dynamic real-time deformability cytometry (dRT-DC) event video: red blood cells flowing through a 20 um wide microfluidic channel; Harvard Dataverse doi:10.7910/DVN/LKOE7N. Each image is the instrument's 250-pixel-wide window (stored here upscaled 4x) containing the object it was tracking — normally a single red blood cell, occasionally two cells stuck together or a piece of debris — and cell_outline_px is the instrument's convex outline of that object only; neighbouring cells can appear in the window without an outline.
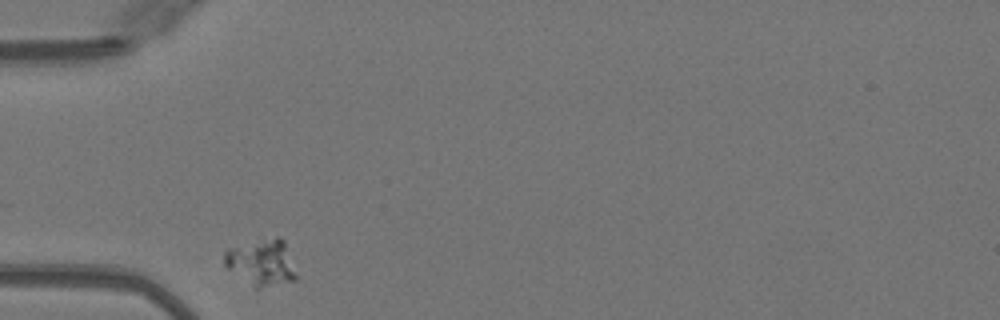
{"species": "Egyptian fruit bat (a non-hibernating species)", "species_latin": "Rousettus aegyptiacus", "temperature_condition": "warm", "stored_images_in_passage": 11, "camera_frame_rate_fps": 3000, "um_per_image_px": 0.085, "animal": {"sex": "female"}, "frame": {"image": 1, "passage_image": 1, "time_ms": 0.0, "image_size_px": [1000, 320], "cell_outline_px": [[296, 280], [256, 288], [228, 268], [224, 264], [224, 252], [228, 248], [276, 236], [280, 236], [284, 240], [296, 276]], "centroid_in_image_um": [22.22, 22.28], "position_along_channel_um": 62.8, "area_um2": 18.79}}
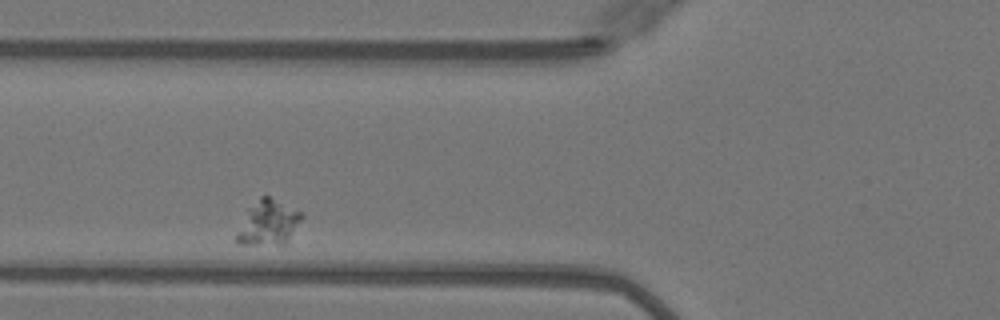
{"frame": {"image": 2, "passage_image": 5, "time_ms": 1.333, "image_size_px": [1000, 320], "cell_outline_px": [[304, 216], [288, 244], [236, 244], [236, 236], [252, 208], [260, 196], [268, 196], [304, 212]], "centroid_in_image_um": [22.93, 18.96], "position_along_channel_um": 102.9, "area_um2": 16.53}}
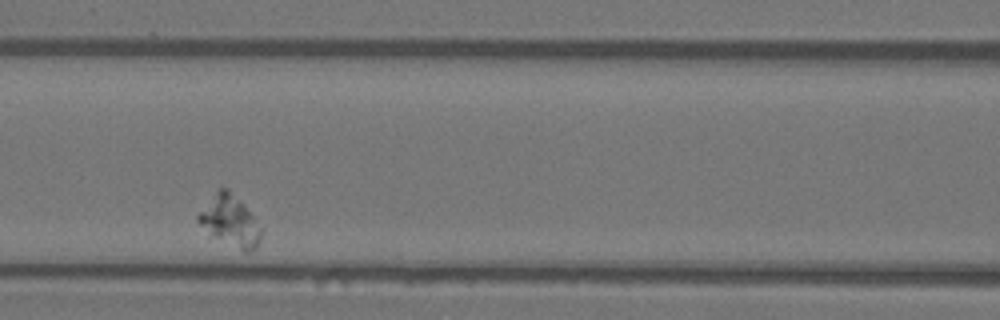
{"frame": {"image": 3, "passage_image": 9, "time_ms": 2.667, "image_size_px": [1000, 320], "cell_outline_px": [[264, 232], [256, 248], [248, 252], [244, 252], [216, 236], [200, 224], [196, 220], [196, 216], [216, 192], [220, 188], [228, 188], [244, 204], [264, 228]], "centroid_in_image_um": [19.64, 18.78], "position_along_channel_um": 147.0, "area_um2": 18.26}}